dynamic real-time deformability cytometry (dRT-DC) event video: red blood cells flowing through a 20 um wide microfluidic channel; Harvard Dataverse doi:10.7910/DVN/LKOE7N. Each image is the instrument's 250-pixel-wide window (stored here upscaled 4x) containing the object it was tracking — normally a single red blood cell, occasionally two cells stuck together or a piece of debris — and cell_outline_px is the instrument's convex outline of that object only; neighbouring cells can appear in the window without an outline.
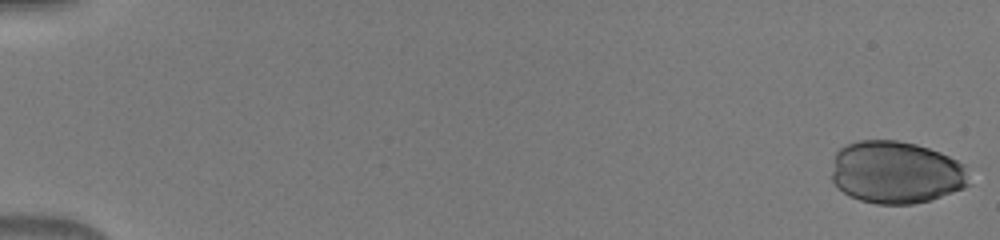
{"species": "human", "species_latin": "Homo sapiens", "temperature_condition": "warm", "stored_images_in_passage": 50, "camera_frame_rate_fps": 3000, "um_per_image_px": 0.085, "donor": {"sex": "male"}, "frame": {"image": 1, "passage_image": 1, "time_ms": 0.0, "image_size_px": [1000, 240], "cell_outline_px": [[968, 184], [964, 188], [932, 200], [912, 204], [876, 204], [860, 200], [848, 196], [832, 180], [832, 172], [836, 152], [840, 148], [848, 144], [860, 140], [896, 140], [916, 144], [940, 152], [964, 164]], "centroid_in_image_um": [76.16, 14.66], "position_along_channel_um": 8.8, "area_um2": 49.94}}
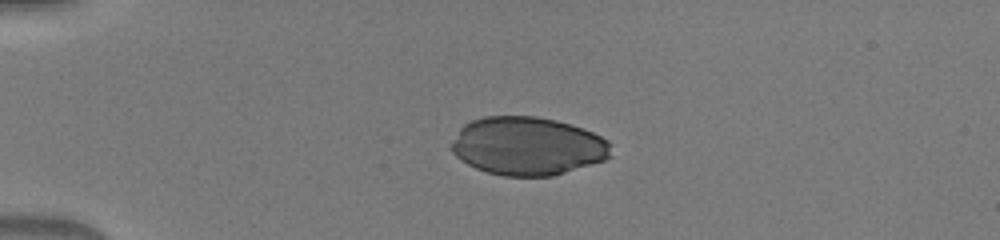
{"frame": {"image": 2, "passage_image": 13, "time_ms": 4.0, "image_size_px": [1000, 240], "cell_outline_px": [[612, 156], [604, 160], [552, 176], [504, 176], [488, 172], [476, 168], [460, 160], [452, 152], [452, 140], [460, 128], [464, 124], [472, 120], [484, 116], [536, 116], [556, 120], [592, 132], [608, 140], [612, 144]], "centroid_in_image_um": [44.85, 12.41], "position_along_channel_um": 40.2, "area_um2": 54.22}}
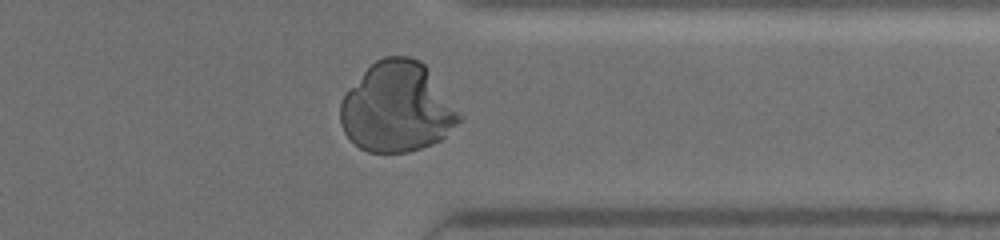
{"frame": {"image": 3, "passage_image": 41, "time_ms": 13.333, "image_size_px": [1000, 240], "cell_outline_px": [[464, 116], [440, 140], [432, 144], [408, 152], [368, 152], [360, 148], [344, 132], [340, 124], [340, 104], [344, 92], [376, 60], [384, 56], [408, 56], [420, 60], [424, 64]], "centroid_in_image_um": [33.74, 9.12], "position_along_channel_um": 377.7, "area_um2": 62.25}}